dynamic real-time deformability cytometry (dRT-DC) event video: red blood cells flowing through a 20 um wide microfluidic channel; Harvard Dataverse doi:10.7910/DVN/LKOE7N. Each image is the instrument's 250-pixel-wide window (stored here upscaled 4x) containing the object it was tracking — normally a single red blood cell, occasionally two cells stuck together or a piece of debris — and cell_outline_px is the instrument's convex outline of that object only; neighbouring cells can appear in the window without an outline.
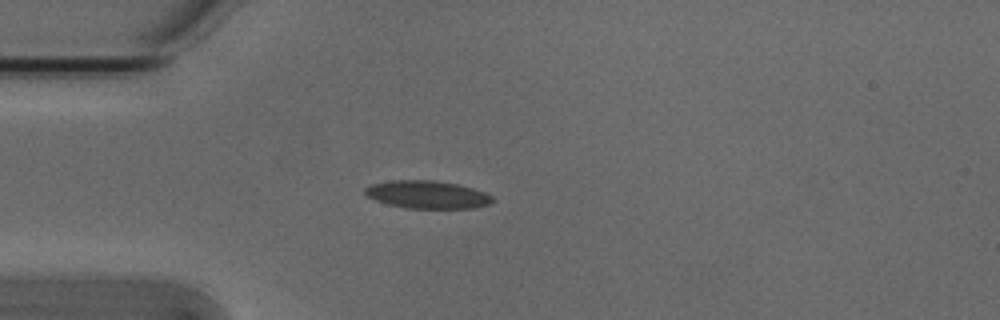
{"species": "Egyptian fruit bat (a non-hibernating species)", "species_latin": "Rousettus aegyptiacus", "temperature_condition": "cold", "stored_images_in_passage": 5, "camera_frame_rate_fps": 3000, "um_per_image_px": 0.085, "animal": {"sex": "male"}, "frame": {"image": 1, "passage_image": 5, "time_ms": 1.333, "image_size_px": [1000, 320], "cell_outline_px": [[496, 200], [488, 204], [476, 208], [404, 208], [388, 204], [376, 200], [368, 196], [364, 192], [364, 188], [372, 184], [392, 180], [432, 180], [456, 184], [472, 188], [484, 192], [492, 196]], "centroid_in_image_um": [36.33, 16.54], "position_along_channel_um": 48.7, "area_um2": 20.58}}